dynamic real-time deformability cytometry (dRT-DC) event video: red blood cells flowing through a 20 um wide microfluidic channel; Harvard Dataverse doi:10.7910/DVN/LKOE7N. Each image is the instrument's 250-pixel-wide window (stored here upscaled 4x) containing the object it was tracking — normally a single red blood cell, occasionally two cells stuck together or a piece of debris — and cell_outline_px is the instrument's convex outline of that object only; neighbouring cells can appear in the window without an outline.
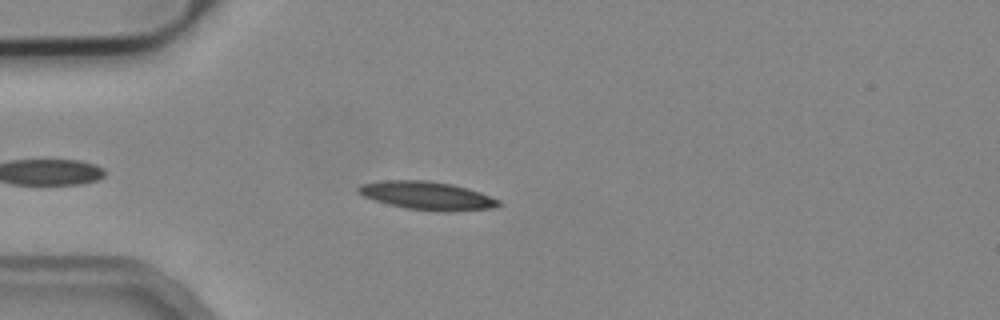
{"species": "common noctule bat (a hibernating species)", "species_latin": "Nyctalus noctula", "temperature_condition": "cold", "stored_images_in_passage": 38, "camera_frame_rate_fps": 3000, "um_per_image_px": 0.085, "animal": {"sex": "male", "body_mass_g": 19.2, "forearm_length_mm": 51.8}, "frame": {"image": 1, "passage_image": 6, "time_ms": 1.667, "image_size_px": [1000, 320], "cell_outline_px": [[504, 204], [492, 208], [448, 212], [440, 212], [404, 208], [388, 204], [364, 196], [356, 192], [356, 188], [360, 184], [384, 180], [424, 180], [452, 184], [480, 192], [500, 200]], "centroid_in_image_um": [36.31, 16.64], "position_along_channel_um": 48.7, "area_um2": 23.24}}
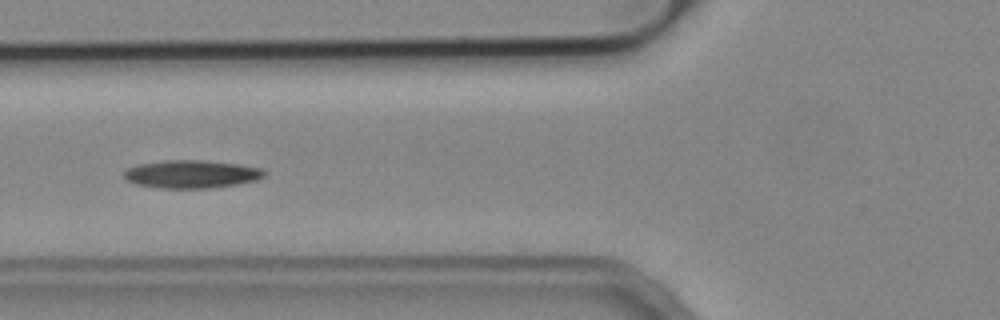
{"frame": {"image": 2, "passage_image": 12, "time_ms": 3.667, "image_size_px": [1000, 320], "cell_outline_px": [[264, 176], [256, 180], [236, 184], [208, 188], [160, 188], [136, 184], [128, 180], [124, 176], [124, 172], [128, 168], [140, 164], [164, 160], [204, 160], [240, 164], [264, 168]], "centroid_in_image_um": [16.3, 14.79], "position_along_channel_um": 109.5, "area_um2": 22.77}, "authors_computed_cell_mechanics": {"area_um2": 21.5883, "velocity_mm_per_s": 3.8088, "shape_relaxation_time_tau1_ms": 8.6638, "shape_relaxation_time_tau2_ms": 9.6359, "deformation_change_tau1": 0.2115, "deformation_change_tau2": 0.2029}}